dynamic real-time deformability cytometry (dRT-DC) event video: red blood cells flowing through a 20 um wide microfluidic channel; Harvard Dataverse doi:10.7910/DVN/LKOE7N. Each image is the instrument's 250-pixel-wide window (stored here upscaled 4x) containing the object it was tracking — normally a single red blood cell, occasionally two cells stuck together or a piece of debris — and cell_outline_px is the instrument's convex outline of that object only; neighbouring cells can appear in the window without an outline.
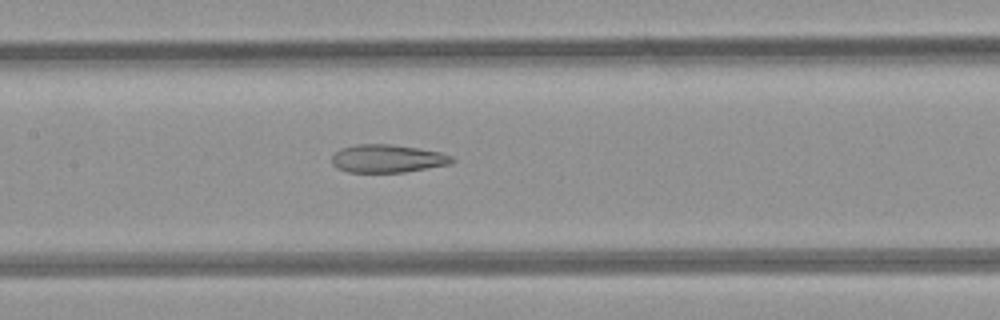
{"species": "common noctule bat (a hibernating species)", "species_latin": "Nyctalus noctula", "temperature_condition": "room temperature", "stored_images_in_passage": 7, "camera_frame_rate_fps": 3000, "um_per_image_px": 0.085, "animal": {"sex": "female", "body_mass_g": 21.9}, "frame": {"image": 1, "passage_image": 6, "time_ms": 5.667, "image_size_px": [1000, 320], "cell_outline_px": [[456, 160], [452, 164], [404, 172], [348, 172], [336, 168], [332, 164], [332, 156], [340, 148], [356, 144], [392, 144], [420, 148], [440, 152], [452, 156]], "centroid_in_image_um": [32.95, 13.47], "position_along_channel_um": 174.5, "area_um2": 19.83}}